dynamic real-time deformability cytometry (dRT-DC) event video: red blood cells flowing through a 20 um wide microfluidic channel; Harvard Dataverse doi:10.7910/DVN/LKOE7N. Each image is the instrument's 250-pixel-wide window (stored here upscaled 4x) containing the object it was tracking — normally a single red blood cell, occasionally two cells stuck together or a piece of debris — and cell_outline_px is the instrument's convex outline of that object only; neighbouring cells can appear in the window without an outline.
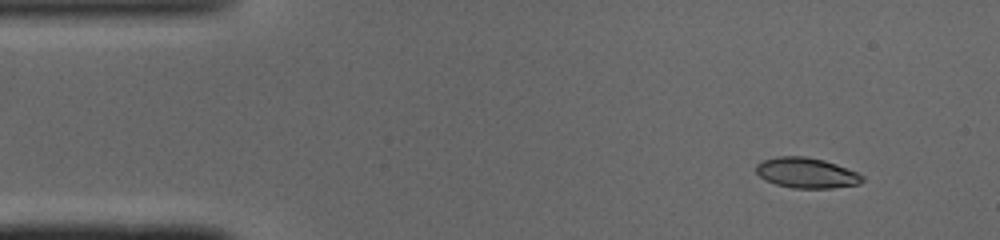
{"species": "common noctule bat (a hibernating species)", "species_latin": "Nyctalus noctula", "temperature_condition": "cold", "stored_images_in_passage": 45, "camera_frame_rate_fps": 3000, "um_per_image_px": 0.085, "animal": {"sex": "male", "body_mass_g": 19.0, "forearm_length_mm": 50.8}, "frame": {"image": 1, "passage_image": 1, "time_ms": 0.0, "image_size_px": [1000, 240], "cell_outline_px": [[864, 180], [860, 184], [832, 188], [792, 188], [776, 184], [764, 180], [756, 172], [756, 164], [764, 160], [776, 156], [804, 156], [824, 160], [836, 164], [856, 172], [864, 176]], "centroid_in_image_um": [68.55, 14.7], "position_along_channel_um": 16.5, "area_um2": 18.84}}
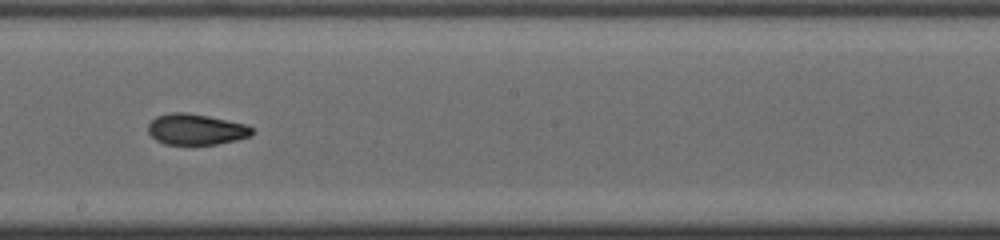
{"frame": {"image": 2, "passage_image": 23, "time_ms": 7.333, "image_size_px": [1000, 240], "cell_outline_px": [[256, 132], [252, 136], [236, 140], [216, 144], [164, 144], [156, 140], [148, 132], [148, 124], [156, 116], [172, 112], [184, 112], [208, 116], [248, 124], [256, 128]], "centroid_in_image_um": [16.73, 10.99], "position_along_channel_um": 231.5, "area_um2": 18.96}}
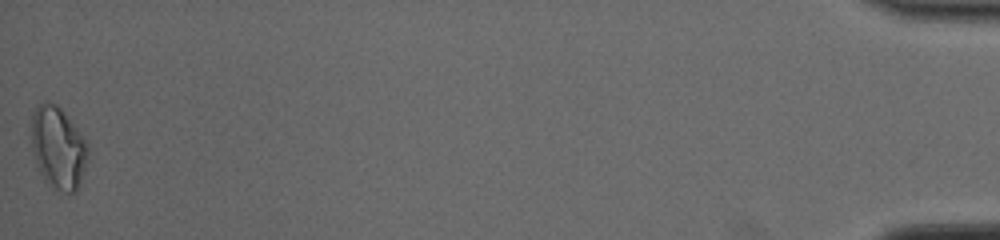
{"frame": {"image": 3, "passage_image": 45, "time_ms": 14.667, "image_size_px": [1000, 240], "cell_outline_px": [[88, 152], [84, 168], [76, 192], [64, 192], [56, 188], [44, 180], [36, 164], [32, 148], [32, 112], [36, 104], [44, 100], [48, 100], [56, 104], [64, 112], [88, 144]], "centroid_in_image_um": [4.91, 12.5], "position_along_channel_um": 430.3, "area_um2": 26.82}, "authors_computed_cell_mechanics": {"area_um2": 19.1318, "velocity_mm_per_s": 4.1028, "shape_relaxation_time_tau1_ms": null, "shape_relaxation_time_tau2_ms": 2.5875, "deformation_change_tau1": null, "deformation_change_tau2": 0.0791}}